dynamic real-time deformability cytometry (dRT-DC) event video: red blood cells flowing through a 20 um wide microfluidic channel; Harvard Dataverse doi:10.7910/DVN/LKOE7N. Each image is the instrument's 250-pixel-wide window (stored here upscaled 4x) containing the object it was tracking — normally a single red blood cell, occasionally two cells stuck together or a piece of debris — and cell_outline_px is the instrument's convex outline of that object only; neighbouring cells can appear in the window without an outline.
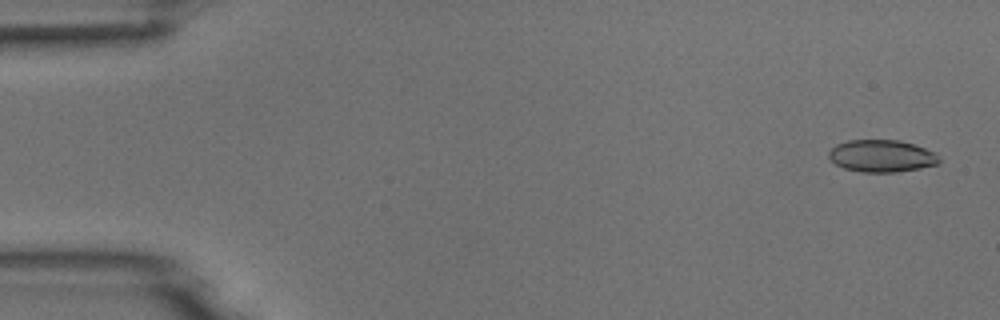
{"species": "common noctule bat (a hibernating species)", "species_latin": "Nyctalus noctula", "temperature_condition": "room temperature", "stored_images_in_passage": 7, "camera_frame_rate_fps": 3000, "um_per_image_px": 0.085, "animal": {"sex": "male", "body_mass_g": 18.8}, "frame": {"image": 1, "passage_image": 1, "time_ms": 0.0, "image_size_px": [1000, 320], "cell_outline_px": [[940, 164], [920, 168], [896, 172], [860, 172], [844, 168], [836, 164], [828, 156], [828, 152], [836, 144], [848, 140], [900, 140], [936, 152], [940, 156]], "centroid_in_image_um": [74.96, 13.26], "position_along_channel_um": 10.0, "area_um2": 20.81}}
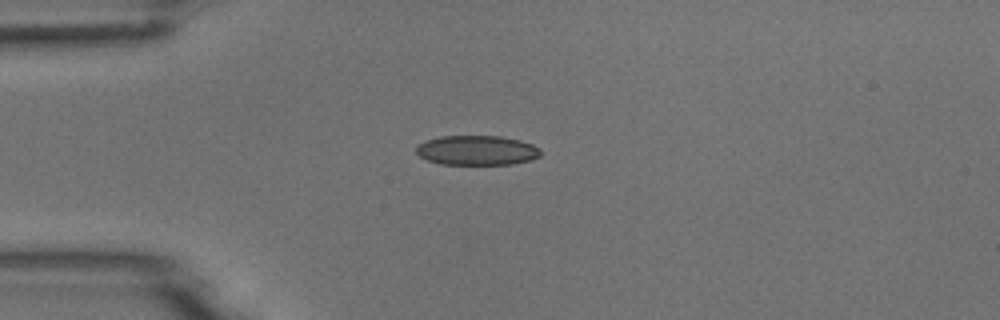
{"frame": {"image": 2, "passage_image": 4, "time_ms": 1.0, "image_size_px": [1000, 320], "cell_outline_px": [[540, 156], [532, 160], [512, 164], [440, 164], [428, 160], [420, 156], [416, 152], [416, 144], [424, 140], [440, 136], [500, 136], [520, 140], [532, 144], [540, 148]], "centroid_in_image_um": [40.52, 12.77], "position_along_channel_um": 44.5, "area_um2": 21.68}}